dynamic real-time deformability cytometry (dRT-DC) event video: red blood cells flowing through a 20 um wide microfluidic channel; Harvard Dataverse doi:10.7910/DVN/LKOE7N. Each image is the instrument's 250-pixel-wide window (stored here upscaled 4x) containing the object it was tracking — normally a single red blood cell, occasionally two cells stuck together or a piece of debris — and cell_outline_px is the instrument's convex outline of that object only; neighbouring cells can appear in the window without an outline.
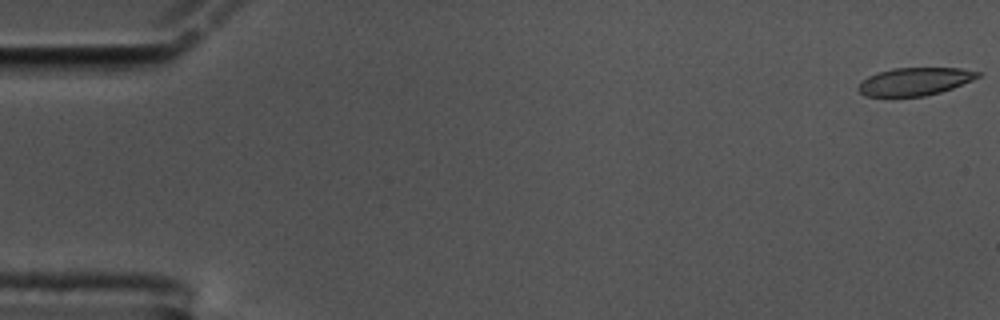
{"species": "common noctule bat (a hibernating species)", "species_latin": "Nyctalus noctula", "temperature_condition": "cold", "stored_images_in_passage": 59, "camera_frame_rate_fps": 3000, "um_per_image_px": 0.085, "animal": {"sex": "male", "body_mass_g": 17.5, "forearm_length_mm": 52.3}, "frame": {"image": 1, "passage_image": 1, "time_ms": 0.0, "image_size_px": [1000, 320], "cell_outline_px": [[980, 76], [972, 80], [952, 88], [940, 92], [924, 96], [864, 96], [856, 88], [868, 76], [892, 68], [960, 68], [980, 72]], "centroid_in_image_um": [77.76, 6.92], "position_along_channel_um": 7.2, "area_um2": 19.13}}
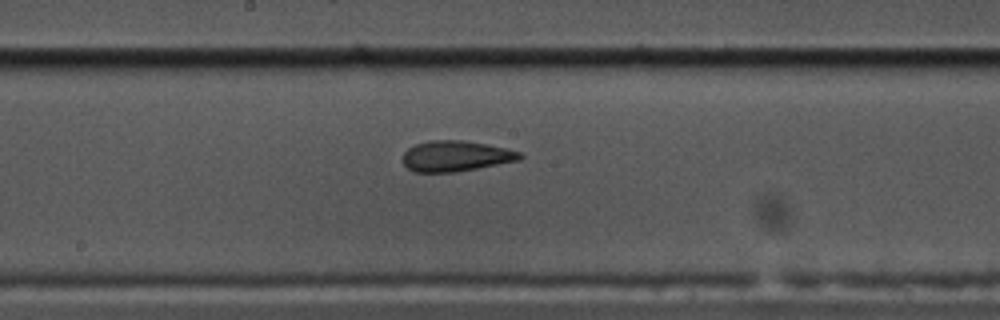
{"frame": {"image": 2, "passage_image": 31, "time_ms": 10.0, "image_size_px": [1000, 320], "cell_outline_px": [[524, 156], [520, 160], [456, 172], [412, 172], [404, 164], [404, 152], [408, 148], [416, 144], [428, 140], [464, 140], [508, 148], [520, 152]], "centroid_in_image_um": [38.76, 13.26], "position_along_channel_um": 209.4, "area_um2": 20.98}}
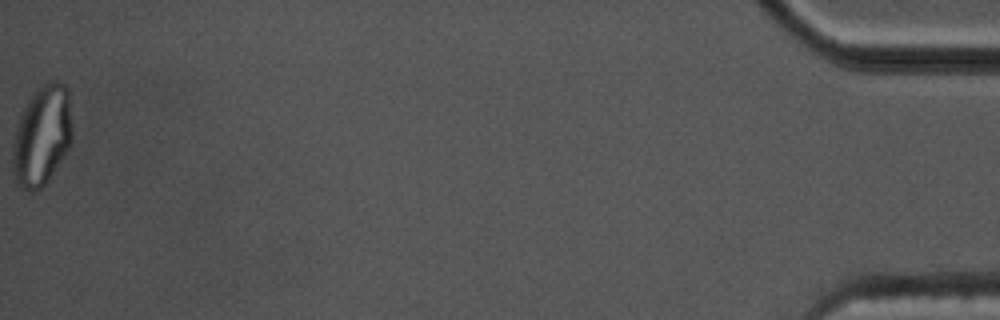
{"frame": {"image": 3, "passage_image": 59, "time_ms": 19.333, "image_size_px": [1000, 320], "cell_outline_px": [[72, 140], [68, 148], [48, 180], [40, 188], [32, 192], [28, 192], [20, 188], [12, 176], [12, 144], [16, 124], [28, 100], [36, 88], [48, 80], [60, 80], [68, 88], [72, 124]], "centroid_in_image_um": [3.55, 11.51], "position_along_channel_um": 431.7, "area_um2": 35.37}, "authors_computed_cell_mechanics": {"area_um2": 21.2126, "velocity_mm_per_s": 3.4427, "shape_relaxation_time_tau1_ms": null, "shape_relaxation_time_tau2_ms": 2.009, "deformation_change_tau1": null, "deformation_change_tau2": 0.0983}}